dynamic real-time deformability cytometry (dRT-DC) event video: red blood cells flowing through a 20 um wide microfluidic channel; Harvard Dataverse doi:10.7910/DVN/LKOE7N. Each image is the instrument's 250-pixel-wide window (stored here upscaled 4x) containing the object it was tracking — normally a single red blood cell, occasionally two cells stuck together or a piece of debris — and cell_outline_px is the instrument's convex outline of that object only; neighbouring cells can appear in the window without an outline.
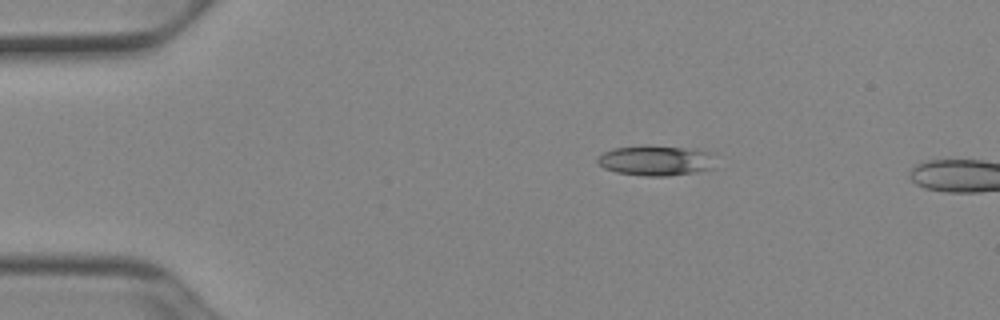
{"species": "Egyptian fruit bat (a non-hibernating species)", "species_latin": "Rousettus aegyptiacus", "temperature_condition": "cold", "stored_images_in_passage": 42, "camera_frame_rate_fps": 3000, "um_per_image_px": 0.085, "animal": {"sex": "female"}, "frame": {"image": 1, "passage_image": 1, "time_ms": 0.0, "image_size_px": [1000, 320], "cell_outline_px": [[716, 168], [668, 176], [644, 176], [616, 172], [604, 168], [596, 160], [596, 156], [612, 148], [644, 144], [684, 148], [708, 152]], "centroid_in_image_um": [55.66, 13.63], "position_along_channel_um": 29.3, "area_um2": 20.81}}
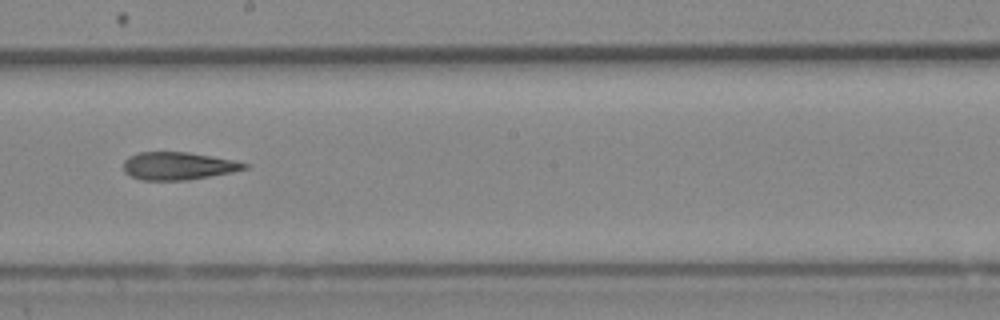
{"frame": {"image": 2, "passage_image": 21, "time_ms": 6.667, "image_size_px": [1000, 320], "cell_outline_px": [[248, 168], [232, 172], [188, 180], [140, 180], [124, 172], [124, 160], [128, 156], [140, 152], [188, 152], [232, 160], [248, 164]], "centroid_in_image_um": [15.11, 14.1], "position_along_channel_um": 233.1, "area_um2": 19.42}}
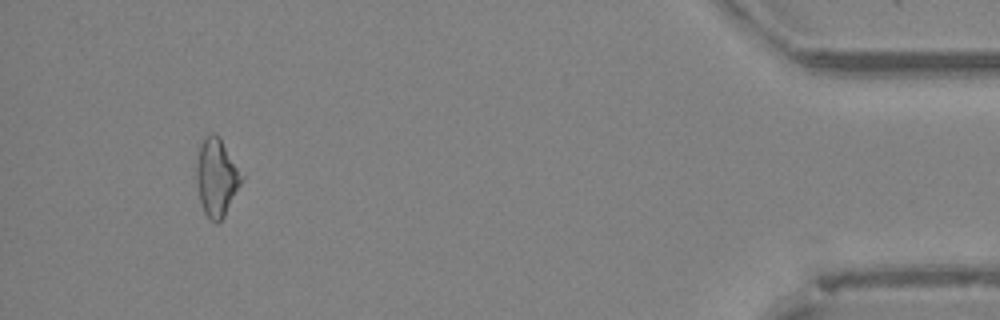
{"frame": {"image": 3, "passage_image": 40, "time_ms": 13.0, "image_size_px": [1000, 320], "cell_outline_px": [[244, 176], [224, 216], [216, 224], [208, 220], [204, 212], [200, 200], [196, 180], [196, 168], [200, 144], [204, 136], [212, 132], [216, 132], [220, 136]], "centroid_in_image_um": [18.4, 15.04], "position_along_channel_um": 416.8, "area_um2": 20.52}}